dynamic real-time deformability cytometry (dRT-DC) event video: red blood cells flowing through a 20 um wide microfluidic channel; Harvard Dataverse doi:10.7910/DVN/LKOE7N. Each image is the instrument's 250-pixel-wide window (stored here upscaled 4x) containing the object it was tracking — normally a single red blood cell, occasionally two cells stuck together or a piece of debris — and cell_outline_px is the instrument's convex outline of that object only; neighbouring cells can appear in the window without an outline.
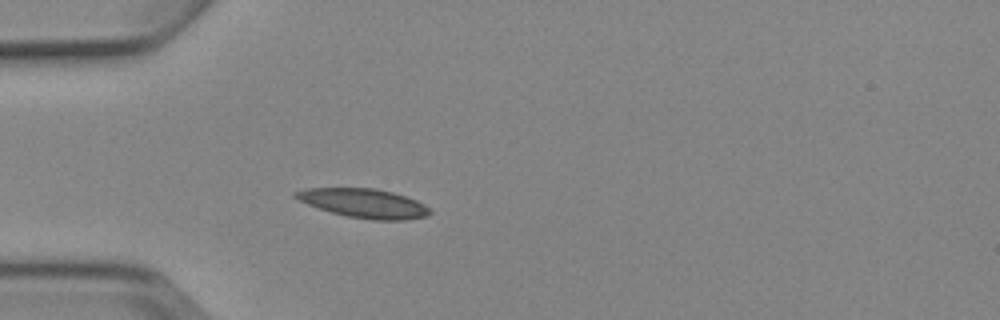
{"species": "Egyptian fruit bat (a non-hibernating species)", "species_latin": "Rousettus aegyptiacus", "temperature_condition": "cold", "stored_images_in_passage": 1, "camera_frame_rate_fps": 3000, "um_per_image_px": 0.085, "animal": {"sex": "female"}, "frame": {"image": 1, "passage_image": 1, "time_ms": 0.0, "image_size_px": [1000, 320], "cell_outline_px": [[432, 212], [424, 216], [408, 220], [372, 220], [348, 216], [332, 212], [308, 204], [292, 196], [292, 192], [308, 188], [372, 188], [392, 192], [416, 200], [432, 208]], "centroid_in_image_um": [30.95, 17.27], "position_along_channel_um": 54.1, "area_um2": 22.6}}